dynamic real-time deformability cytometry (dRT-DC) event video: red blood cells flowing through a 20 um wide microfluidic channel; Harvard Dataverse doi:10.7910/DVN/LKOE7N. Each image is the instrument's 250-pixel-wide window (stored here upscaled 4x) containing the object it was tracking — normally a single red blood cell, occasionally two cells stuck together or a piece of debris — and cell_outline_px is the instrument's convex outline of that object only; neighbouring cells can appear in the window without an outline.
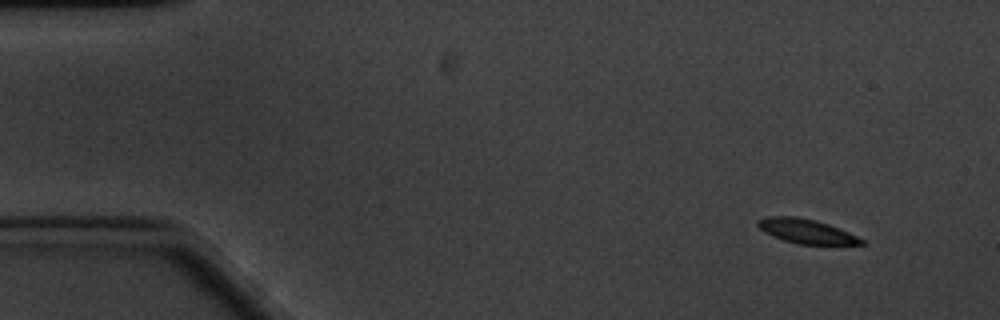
{"species": "common noctule bat (a hibernating species)", "species_latin": "Nyctalus noctula", "temperature_condition": "cold", "stored_images_in_passage": 58, "camera_frame_rate_fps": 3000, "um_per_image_px": 0.085, "animal": {"sex": "male", "body_mass_g": 20.1, "forearm_length_mm": 53.5}, "frame": {"image": 1, "passage_image": 1, "time_ms": 0.0, "image_size_px": [1000, 320], "cell_outline_px": [[868, 244], [796, 244], [772, 236], [764, 232], [756, 224], [756, 220], [768, 216], [796, 216], [828, 224], [848, 232], [864, 240]], "centroid_in_image_um": [68.49, 19.65], "position_along_channel_um": 16.5, "area_um2": 14.57}}
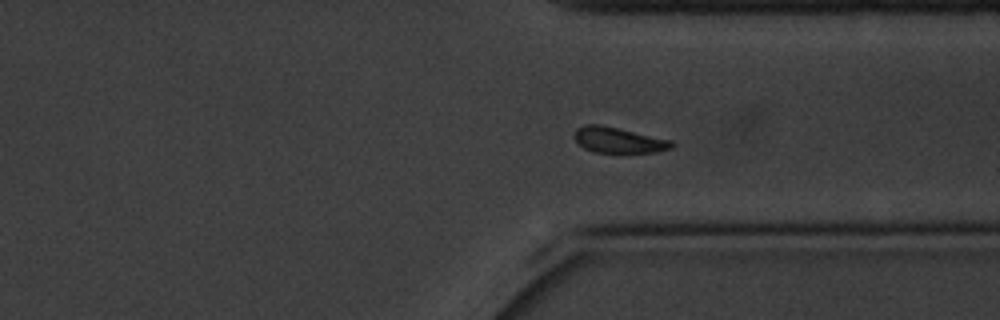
{"frame": {"image": 2, "passage_image": 42, "time_ms": 13.667, "image_size_px": [1000, 320], "cell_outline_px": [[676, 144], [672, 148], [656, 152], [592, 152], [584, 148], [572, 136], [576, 128], [584, 124], [600, 124], [672, 140]], "centroid_in_image_um": [52.56, 11.9], "position_along_channel_um": 358.8, "area_um2": 14.62}}
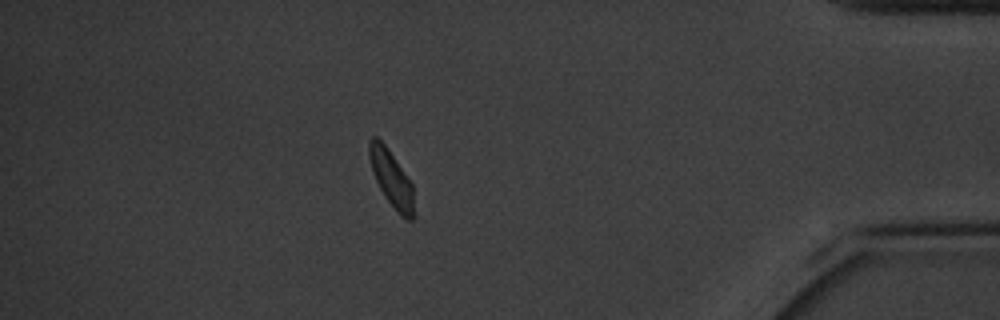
{"frame": {"image": 3, "passage_image": 50, "time_ms": 16.333, "image_size_px": [1000, 320], "cell_outline_px": [[412, 220], [408, 220], [400, 216], [396, 212], [380, 188], [376, 180], [368, 156], [368, 140], [372, 136], [376, 136], [384, 144], [412, 184]], "centroid_in_image_um": [33.22, 15.14], "position_along_channel_um": 402.0, "area_um2": 14.1}}